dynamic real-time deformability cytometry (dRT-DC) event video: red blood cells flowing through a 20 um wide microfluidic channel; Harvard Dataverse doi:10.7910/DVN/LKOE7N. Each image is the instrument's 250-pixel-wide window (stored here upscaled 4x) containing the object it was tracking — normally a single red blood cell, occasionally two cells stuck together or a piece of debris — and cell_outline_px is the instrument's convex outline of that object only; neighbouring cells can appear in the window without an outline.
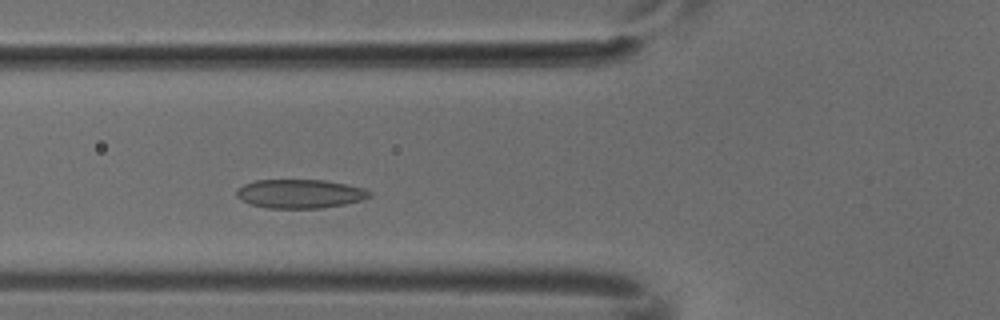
{"species": "common noctule bat (a hibernating species)", "species_latin": "Nyctalus noctula", "temperature_condition": "cold", "stored_images_in_passage": 3, "camera_frame_rate_fps": 3000, "um_per_image_px": 0.085, "animal": {"sex": "male", "body_mass_g": 18.8}, "frame": {"image": 1, "passage_image": 3, "time_ms": 0.667, "image_size_px": [1000, 320], "cell_outline_px": [[372, 196], [364, 200], [344, 204], [320, 208], [268, 208], [252, 204], [240, 200], [236, 196], [236, 188], [244, 184], [256, 180], [324, 180], [348, 184], [364, 188], [372, 192]], "centroid_in_image_um": [25.51, 16.46], "position_along_channel_um": 100.3, "area_um2": 22.54}}